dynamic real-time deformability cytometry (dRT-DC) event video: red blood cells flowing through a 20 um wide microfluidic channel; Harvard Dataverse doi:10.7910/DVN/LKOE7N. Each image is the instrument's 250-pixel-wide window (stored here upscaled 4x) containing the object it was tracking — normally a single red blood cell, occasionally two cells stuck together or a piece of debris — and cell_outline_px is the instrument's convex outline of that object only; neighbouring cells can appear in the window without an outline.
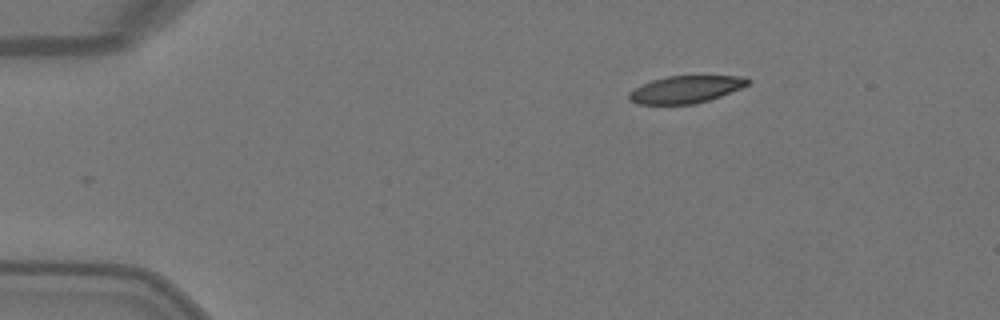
{"species": "Egyptian fruit bat (a non-hibernating species)", "species_latin": "Rousettus aegyptiacus", "temperature_condition": "warm", "stored_images_in_passage": 43, "camera_frame_rate_fps": 3000, "um_per_image_px": 0.085, "animal": {"sex": "female"}, "frame": {"image": 1, "passage_image": 1, "time_ms": 0.0, "image_size_px": [1000, 320], "cell_outline_px": [[752, 80], [748, 84], [740, 88], [720, 96], [708, 100], [692, 104], [636, 104], [628, 100], [628, 92], [652, 80], [668, 76], [748, 76]], "centroid_in_image_um": [58.29, 7.59], "position_along_channel_um": 26.7, "area_um2": 18.79}}
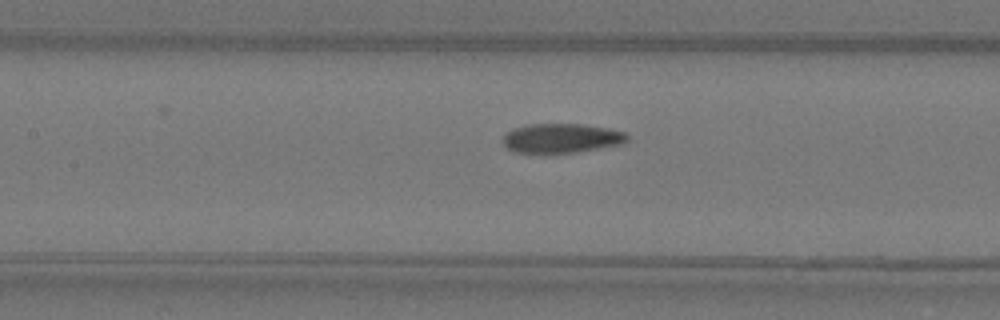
{"frame": {"image": 2, "passage_image": 16, "time_ms": 5.0, "image_size_px": [1000, 320], "cell_outline_px": [[628, 140], [624, 144], [576, 152], [512, 152], [504, 144], [504, 136], [508, 132], [516, 128], [528, 124], [584, 124], [608, 128], [624, 132], [628, 136]], "centroid_in_image_um": [47.78, 11.74], "position_along_channel_um": 159.6, "area_um2": 21.04}}
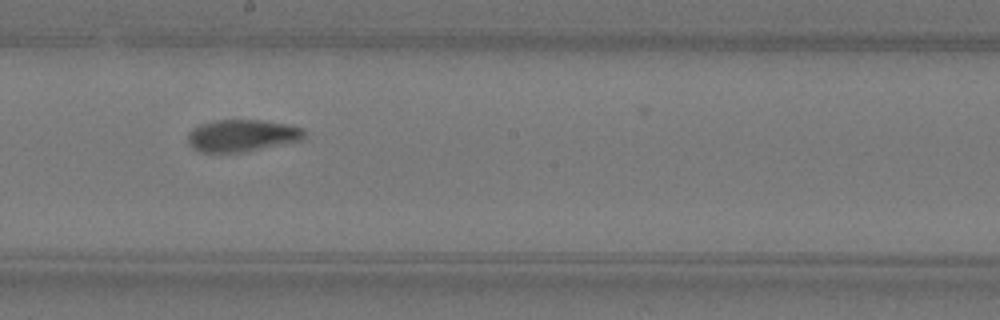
{"frame": {"image": 3, "passage_image": 21, "time_ms": 6.667, "image_size_px": [1000, 320], "cell_outline_px": [[304, 140], [244, 152], [200, 152], [192, 148], [188, 144], [188, 132], [192, 128], [200, 124], [216, 120], [260, 120], [288, 124], [304, 128]], "centroid_in_image_um": [20.57, 11.52], "position_along_channel_um": 227.6, "area_um2": 21.96}, "authors_computed_cell_mechanics": {"area_um2": 21.5594, "velocity_mm_per_s": 4.0992, "shape_relaxation_time_tau1_ms": 10.618, "shape_relaxation_time_tau2_ms": 2.2282, "deformation_change_tau1": 0.2928, "deformation_change_tau2": 0.0743}}